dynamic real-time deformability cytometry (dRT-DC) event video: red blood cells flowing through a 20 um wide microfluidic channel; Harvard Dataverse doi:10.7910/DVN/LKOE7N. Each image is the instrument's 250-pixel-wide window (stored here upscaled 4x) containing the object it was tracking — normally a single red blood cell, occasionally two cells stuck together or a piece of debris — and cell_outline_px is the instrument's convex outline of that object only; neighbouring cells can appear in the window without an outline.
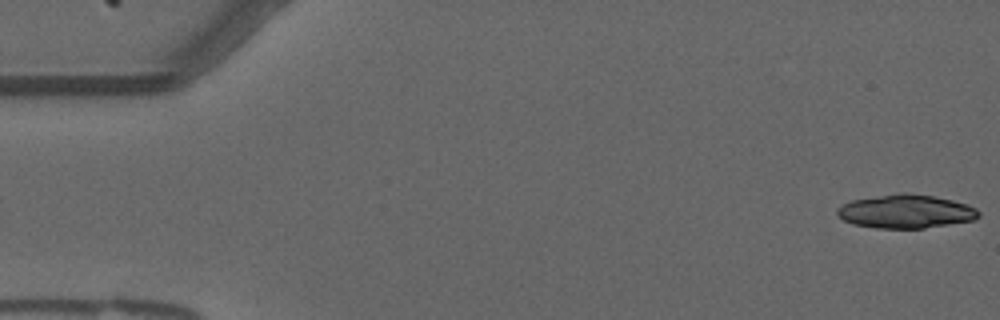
{"species": "common noctule bat (a hibernating species)", "species_latin": "Nyctalus noctula", "temperature_condition": "warm", "stored_images_in_passage": 23, "camera_frame_rate_fps": 3000, "um_per_image_px": 0.085, "animal": {"sex": "male", "forearm_length_mm": 52.5}, "frame": {"image": 1, "passage_image": 1, "time_ms": 0.0, "image_size_px": [1000, 320], "cell_outline_px": [[980, 216], [976, 220], [924, 228], [876, 228], [852, 224], [844, 220], [836, 212], [836, 208], [852, 200], [900, 192], [904, 192], [932, 196], [952, 200], [968, 204], [976, 208], [980, 212]], "centroid_in_image_um": [77.02, 17.97], "position_along_channel_um": 8.0, "area_um2": 27.74}}